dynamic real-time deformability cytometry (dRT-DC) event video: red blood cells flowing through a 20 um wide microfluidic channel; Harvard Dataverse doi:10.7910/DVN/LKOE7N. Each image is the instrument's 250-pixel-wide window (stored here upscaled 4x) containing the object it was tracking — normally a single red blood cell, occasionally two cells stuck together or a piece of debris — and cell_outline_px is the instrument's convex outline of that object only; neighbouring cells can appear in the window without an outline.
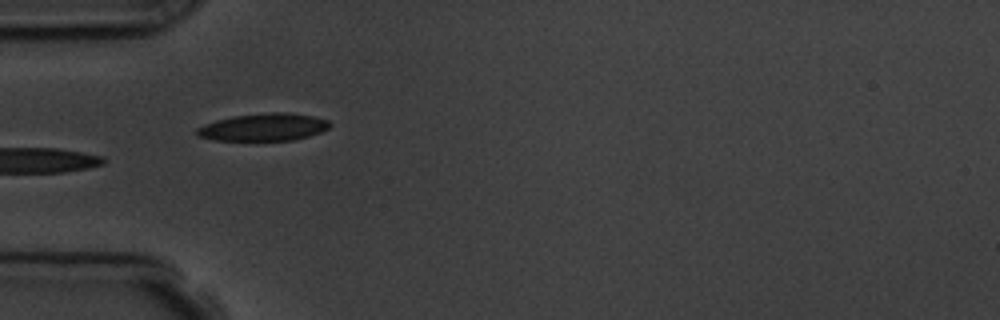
{"species": "common noctule bat (a hibernating species)", "species_latin": "Nyctalus noctula", "temperature_condition": "room temperature", "stored_images_in_passage": 5, "camera_frame_rate_fps": 3000, "um_per_image_px": 0.085, "animal": {"sex": "male", "body_mass_g": 19.5, "forearm_length_mm": 54.6}, "frame": {"image": 1, "passage_image": 4, "time_ms": 3.333, "image_size_px": [1000, 320], "cell_outline_px": [[332, 124], [328, 128], [320, 132], [308, 136], [292, 140], [216, 140], [196, 136], [196, 128], [204, 124], [216, 120], [232, 116], [272, 112], [288, 112], [312, 116], [328, 120]], "centroid_in_image_um": [22.39, 10.8], "position_along_channel_um": 62.6, "area_um2": 21.21}}